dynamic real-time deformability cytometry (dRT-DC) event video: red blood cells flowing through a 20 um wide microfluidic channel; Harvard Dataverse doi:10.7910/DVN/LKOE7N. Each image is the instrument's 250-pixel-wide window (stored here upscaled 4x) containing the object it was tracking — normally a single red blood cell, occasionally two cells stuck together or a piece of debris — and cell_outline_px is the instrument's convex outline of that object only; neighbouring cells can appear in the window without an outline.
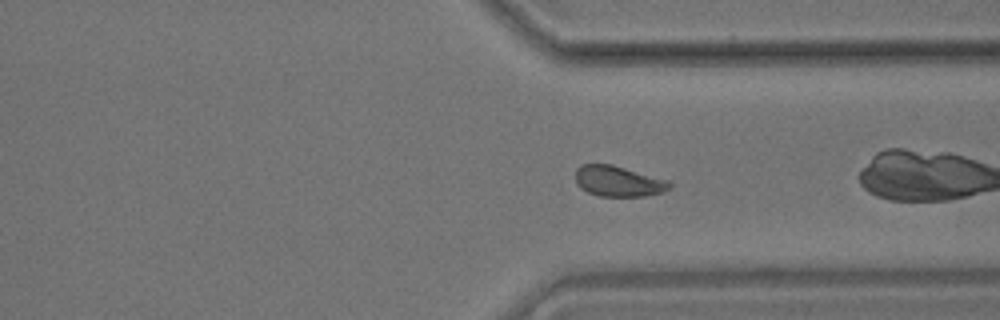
{"species": "common noctule bat (a hibernating species)", "species_latin": "Nyctalus noctula", "temperature_condition": "room temperature", "stored_images_in_passage": 55, "camera_frame_rate_fps": 3000, "um_per_image_px": 0.085, "animal": {"sex": "male", "body_mass_g": 17.9}, "frame": {"image": 1, "passage_image": 40, "time_ms": 13.0, "image_size_px": [1000, 320], "cell_outline_px": [[672, 184], [664, 192], [644, 196], [600, 196], [588, 192], [580, 188], [576, 184], [576, 168], [580, 164], [612, 164], [668, 180]], "centroid_in_image_um": [52.53, 15.4], "position_along_channel_um": 358.9, "area_um2": 16.82}, "authors_computed_cell_mechanics": {"area_um2": 17.34, "velocity_mm_per_s": 3.5312, "shape_relaxation_time_tau1_ms": 3.0836, "shape_relaxation_time_tau2_ms": 0.088, "deformation_change_tau1": 0.0927, "deformation_change_tau2": 0.0385}}